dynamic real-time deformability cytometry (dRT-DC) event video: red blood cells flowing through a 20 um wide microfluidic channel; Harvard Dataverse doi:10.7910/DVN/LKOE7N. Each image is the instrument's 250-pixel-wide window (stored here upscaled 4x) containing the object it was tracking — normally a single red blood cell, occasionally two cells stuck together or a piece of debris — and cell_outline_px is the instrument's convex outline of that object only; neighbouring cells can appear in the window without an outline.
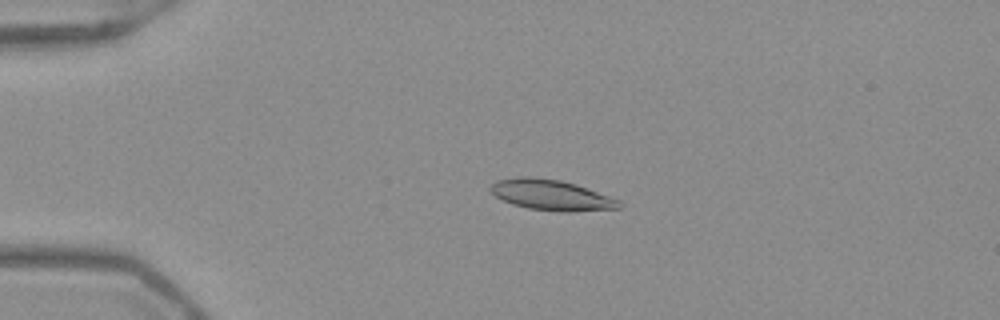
{"species": "Egyptian fruit bat (a non-hibernating species)", "species_latin": "Rousettus aegyptiacus", "temperature_condition": "warm", "stored_images_in_passage": 53, "camera_frame_rate_fps": 3000, "um_per_image_px": 0.085, "frame": {"image": 1, "passage_image": 13, "time_ms": 4.0, "image_size_px": [1000, 320], "cell_outline_px": [[624, 204], [620, 208], [572, 212], [560, 212], [528, 208], [512, 204], [496, 196], [488, 188], [496, 180], [520, 176], [532, 176], [560, 180], [576, 184], [620, 200]], "centroid_in_image_um": [46.88, 16.57], "position_along_channel_um": 38.1, "area_um2": 23.06}}
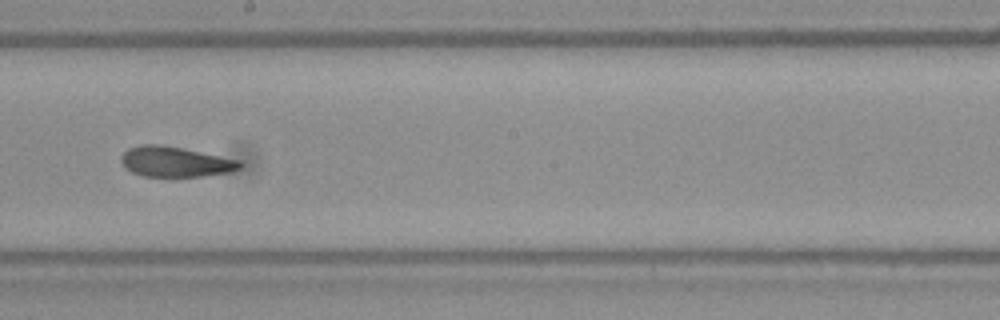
{"frame": {"image": 2, "passage_image": 31, "time_ms": 10.0, "image_size_px": [1000, 320], "cell_outline_px": [[244, 164], [240, 168], [232, 172], [204, 176], [144, 176], [132, 172], [124, 168], [120, 160], [120, 156], [128, 148], [140, 144], [160, 144], [244, 160]], "centroid_in_image_um": [14.93, 13.74], "position_along_channel_um": 233.3, "area_um2": 21.27}}
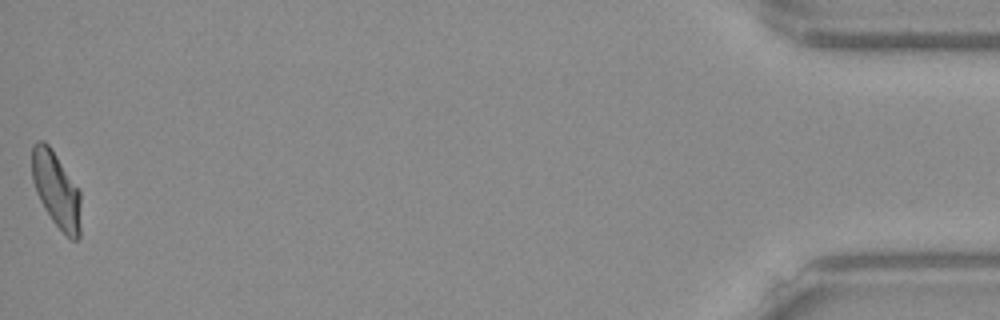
{"frame": {"image": 3, "passage_image": 53, "time_ms": 17.333, "image_size_px": [1000, 320], "cell_outline_px": [[80, 236], [76, 240], [72, 240], [52, 220], [44, 208], [36, 192], [32, 180], [32, 144], [36, 140], [44, 140], [48, 144], [80, 192]], "centroid_in_image_um": [4.76, 16.12], "position_along_channel_um": 430.4, "area_um2": 21.21}, "authors_computed_cell_mechanics": {"area_um2": 21.8484, "velocity_mm_per_s": 3.9342, "shape_relaxation_time_tau1_ms": 9.6817, "shape_relaxation_time_tau2_ms": 2.3968, "deformation_change_tau1": 0.2326, "deformation_change_tau2": 0.1014}}